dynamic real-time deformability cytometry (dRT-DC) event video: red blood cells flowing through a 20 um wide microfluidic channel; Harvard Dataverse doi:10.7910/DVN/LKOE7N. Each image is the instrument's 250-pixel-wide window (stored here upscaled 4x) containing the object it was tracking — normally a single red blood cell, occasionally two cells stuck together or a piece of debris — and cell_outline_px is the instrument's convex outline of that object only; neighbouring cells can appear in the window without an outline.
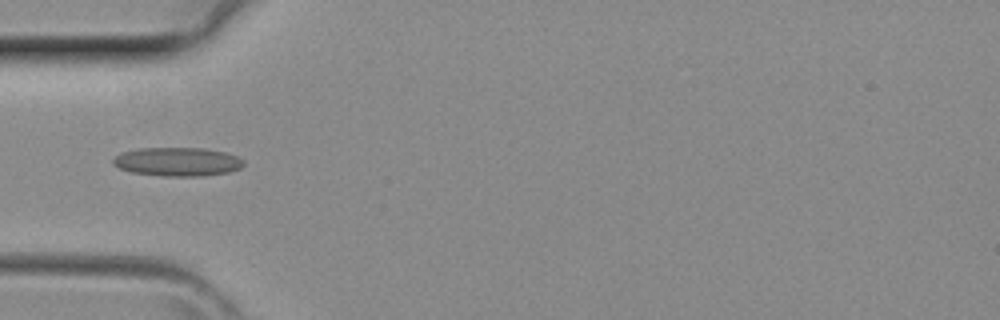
{"species": "common noctule bat (a hibernating species)", "species_latin": "Nyctalus noctula", "temperature_condition": "room temperature", "stored_images_in_passage": 4, "camera_frame_rate_fps": 3000, "um_per_image_px": 0.085, "animal": {"sex": "female", "body_mass_g": 29.2, "forearm_length_mm": 56.3}, "frame": {"image": 1, "passage_image": 4, "time_ms": 1.0, "image_size_px": [1000, 320], "cell_outline_px": [[244, 164], [240, 168], [228, 172], [204, 176], [168, 176], [132, 172], [120, 168], [112, 164], [112, 160], [120, 152], [140, 148], [204, 148], [224, 152], [236, 156], [244, 160]], "centroid_in_image_um": [15.08, 13.74], "position_along_channel_um": 69.9, "area_um2": 21.79}}